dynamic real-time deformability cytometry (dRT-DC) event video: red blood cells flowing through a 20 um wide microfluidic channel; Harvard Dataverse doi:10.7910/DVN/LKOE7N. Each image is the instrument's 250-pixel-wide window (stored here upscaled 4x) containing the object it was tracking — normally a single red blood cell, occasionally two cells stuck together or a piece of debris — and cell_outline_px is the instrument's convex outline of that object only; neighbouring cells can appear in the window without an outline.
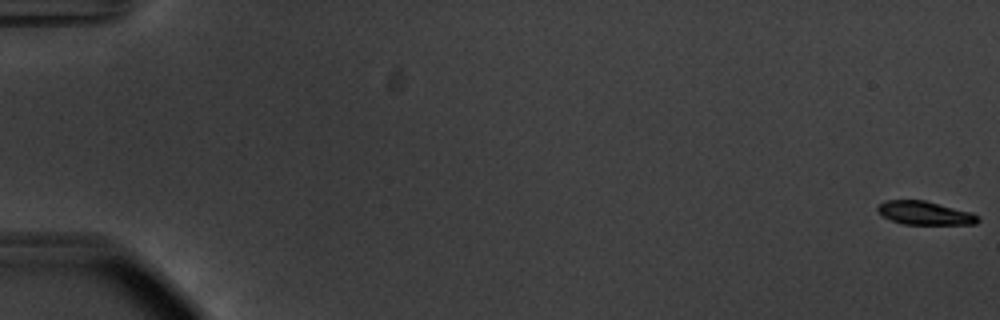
{"species": "common noctule bat (a hibernating species)", "species_latin": "Nyctalus noctula", "temperature_condition": "warm", "stored_images_in_passage": 57, "camera_frame_rate_fps": 3000, "um_per_image_px": 0.085, "animal": {"sex": "male", "body_mass_g": 20.1, "forearm_length_mm": 53.5}, "frame": {"image": 1, "passage_image": 1, "time_ms": 0.0, "image_size_px": [1000, 320], "cell_outline_px": [[980, 220], [976, 224], [904, 224], [892, 220], [884, 216], [876, 208], [884, 200], [924, 200], [972, 212], [980, 216]], "centroid_in_image_um": [78.66, 18.1], "position_along_channel_um": 6.3, "area_um2": 13.64}}
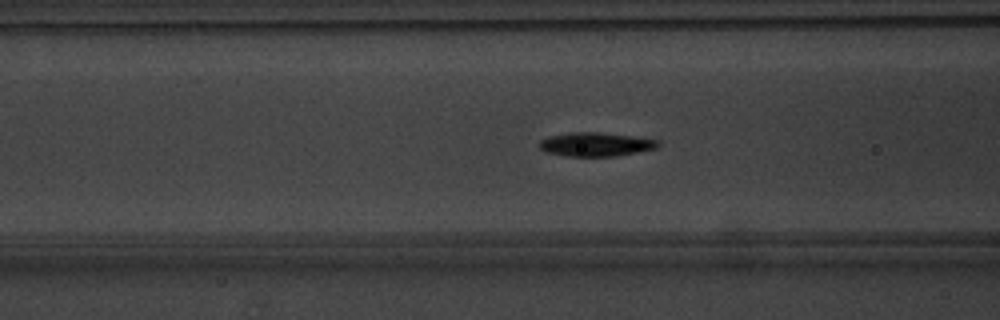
{"frame": {"image": 2, "passage_image": 24, "time_ms": 7.667, "image_size_px": [1000, 320], "cell_outline_px": [[660, 144], [656, 148], [616, 156], [568, 156], [548, 152], [540, 148], [540, 140], [548, 136], [572, 132], [596, 132], [632, 136], [656, 140]], "centroid_in_image_um": [50.62, 12.26], "position_along_channel_um": 116.0, "area_um2": 16.18}}
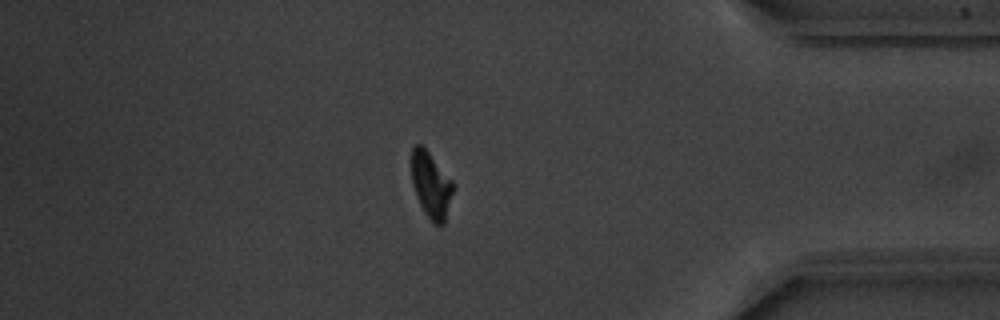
{"frame": {"image": 3, "passage_image": 49, "time_ms": 16.0, "image_size_px": [1000, 320], "cell_outline_px": [[456, 184], [444, 224], [432, 224], [424, 212], [416, 196], [412, 184], [412, 148], [416, 144], [420, 144], [428, 152]], "centroid_in_image_um": [36.66, 15.76], "position_along_channel_um": 398.5, "area_um2": 16.07}, "authors_computed_cell_mechanics": {"area_um2": 15.9528, "velocity_mm_per_s": 3.713, "shape_relaxation_time_tau1_ms": 2.1325, "shape_relaxation_time_tau2_ms": 2.3247, "deformation_change_tau1": 0.1615, "deformation_change_tau2": 0.0596}}